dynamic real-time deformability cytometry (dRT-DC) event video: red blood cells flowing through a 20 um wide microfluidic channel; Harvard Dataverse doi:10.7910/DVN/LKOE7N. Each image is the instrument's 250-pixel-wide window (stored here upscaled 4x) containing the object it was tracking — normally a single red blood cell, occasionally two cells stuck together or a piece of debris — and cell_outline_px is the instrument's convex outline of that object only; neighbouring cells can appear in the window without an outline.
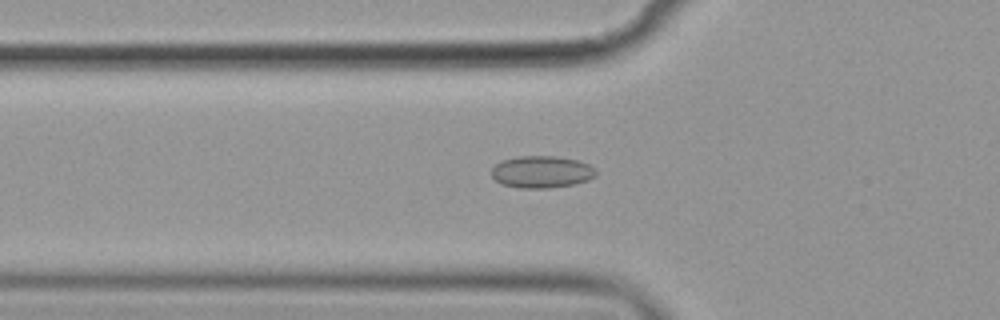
{"species": "common noctule bat (a hibernating species)", "species_latin": "Nyctalus noctula", "temperature_condition": "cold", "stored_images_in_passage": 49, "camera_frame_rate_fps": 3000, "um_per_image_px": 0.085, "animal": {"sex": "female", "body_mass_g": 19.9}, "frame": {"image": 1, "passage_image": 12, "time_ms": 3.667, "image_size_px": [1000, 320], "cell_outline_px": [[596, 176], [588, 180], [576, 184], [548, 188], [516, 188], [500, 184], [492, 176], [492, 168], [500, 160], [520, 156], [552, 156], [580, 160], [596, 168]], "centroid_in_image_um": [46.05, 14.61], "position_along_channel_um": 79.8, "area_um2": 19.77}}
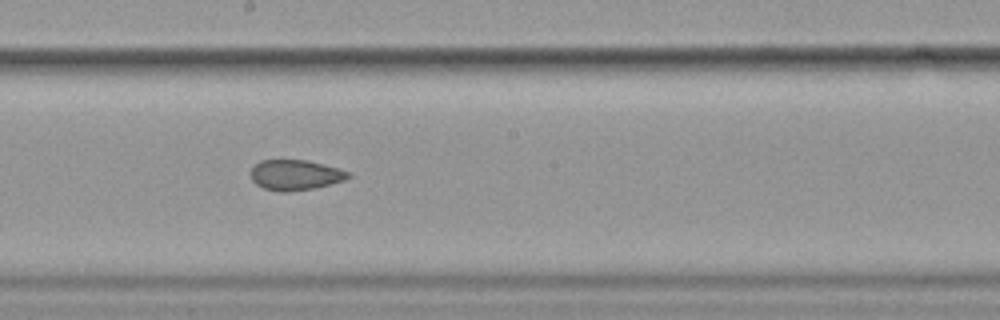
{"frame": {"image": 2, "passage_image": 24, "time_ms": 7.667, "image_size_px": [1000, 320], "cell_outline_px": [[352, 176], [344, 180], [316, 188], [288, 192], [280, 192], [264, 188], [256, 184], [252, 180], [252, 168], [260, 160], [308, 160], [336, 168], [348, 172]], "centroid_in_image_um": [25.1, 14.88], "position_along_channel_um": 223.1, "area_um2": 17.11}}
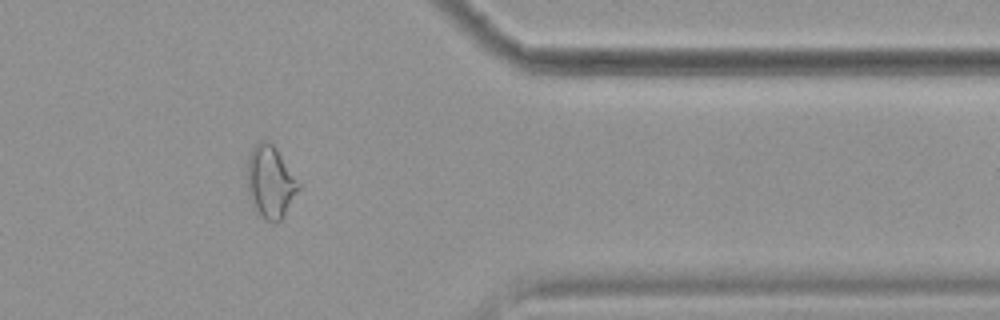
{"frame": {"image": 3, "passage_image": 39, "time_ms": 12.667, "image_size_px": [1000, 320], "cell_outline_px": [[300, 188], [284, 216], [276, 224], [264, 220], [252, 208], [248, 192], [248, 156], [252, 148], [260, 140], [268, 140], [276, 148], [300, 184]], "centroid_in_image_um": [22.97, 15.5], "position_along_channel_um": 388.4, "area_um2": 21.73}, "authors_computed_cell_mechanics": {"area_um2": 19.363, "velocity_mm_per_s": 3.5741, "shape_relaxation_time_tau1_ms": null, "shape_relaxation_time_tau2_ms": 6.3711, "deformation_change_tau1": null, "deformation_change_tau2": 0.1232}}